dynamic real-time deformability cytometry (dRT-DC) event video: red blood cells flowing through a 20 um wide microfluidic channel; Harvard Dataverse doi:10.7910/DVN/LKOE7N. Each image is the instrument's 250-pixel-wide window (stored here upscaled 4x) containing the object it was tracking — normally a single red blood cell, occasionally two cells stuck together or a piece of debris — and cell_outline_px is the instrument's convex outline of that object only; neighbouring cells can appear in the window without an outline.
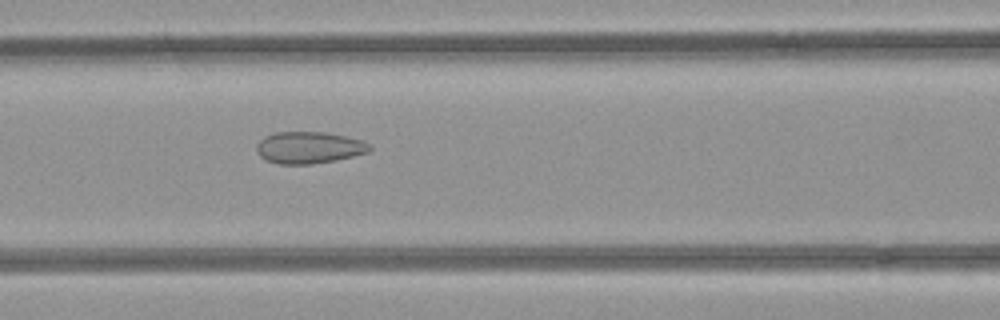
{"species": "common noctule bat (a hibernating species)", "species_latin": "Nyctalus noctula", "temperature_condition": "room temperature", "stored_images_in_passage": 47, "camera_frame_rate_fps": 3000, "um_per_image_px": 0.085, "animal": {"sex": "female", "body_mass_g": 21.9}, "frame": {"image": 1, "passage_image": 17, "time_ms": 5.333, "image_size_px": [1000, 320], "cell_outline_px": [[372, 148], [368, 152], [336, 160], [312, 164], [280, 164], [264, 160], [256, 152], [256, 144], [264, 136], [276, 132], [324, 132], [344, 136], [360, 140], [368, 144]], "centroid_in_image_um": [26.21, 12.55], "position_along_channel_um": 140.4, "area_um2": 20.92}}
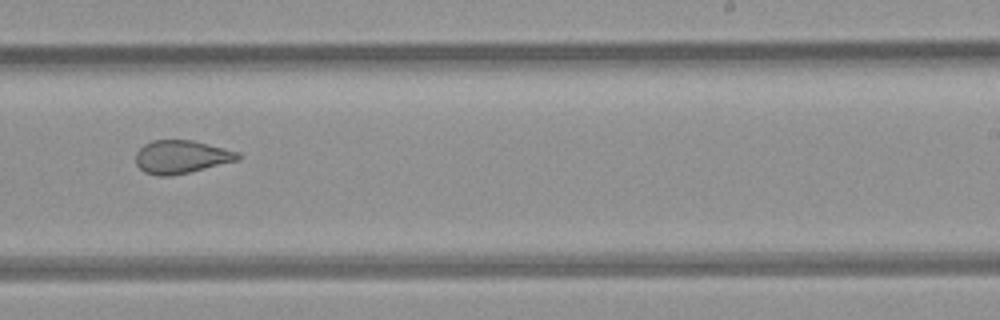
{"frame": {"image": 2, "passage_image": 27, "time_ms": 8.667, "image_size_px": [1000, 320], "cell_outline_px": [[240, 160], [172, 176], [156, 176], [144, 172], [136, 164], [136, 152], [144, 144], [152, 140], [192, 140], [240, 152]], "centroid_in_image_um": [15.41, 13.34], "position_along_channel_um": 273.6, "area_um2": 19.83}}
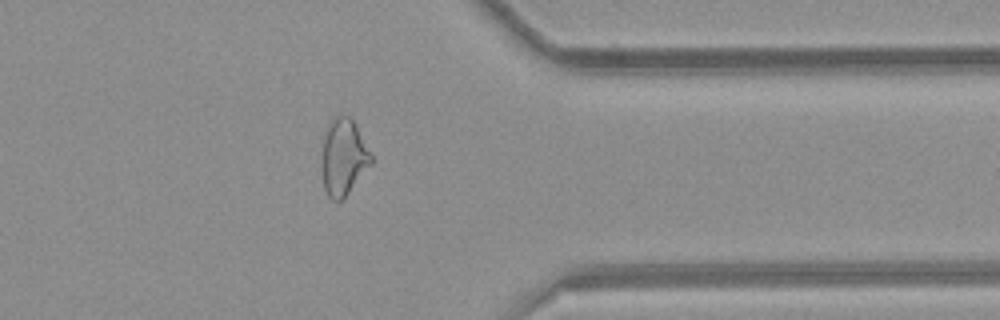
{"frame": {"image": 3, "passage_image": 36, "time_ms": 11.667, "image_size_px": [1000, 320], "cell_outline_px": [[372, 164], [348, 192], [340, 200], [332, 200], [328, 196], [324, 188], [324, 132], [328, 124], [340, 112], [348, 116], [352, 120], [372, 156]], "centroid_in_image_um": [29.21, 13.33], "position_along_channel_um": 382.2, "area_um2": 21.15}, "authors_computed_cell_mechanics": {"area_um2": 22.3686, "velocity_mm_per_s": 4.0078, "shape_relaxation_time_tau1_ms": null, "shape_relaxation_time_tau2_ms": 1.6735, "deformation_change_tau1": null, "deformation_change_tau2": 0.097}}